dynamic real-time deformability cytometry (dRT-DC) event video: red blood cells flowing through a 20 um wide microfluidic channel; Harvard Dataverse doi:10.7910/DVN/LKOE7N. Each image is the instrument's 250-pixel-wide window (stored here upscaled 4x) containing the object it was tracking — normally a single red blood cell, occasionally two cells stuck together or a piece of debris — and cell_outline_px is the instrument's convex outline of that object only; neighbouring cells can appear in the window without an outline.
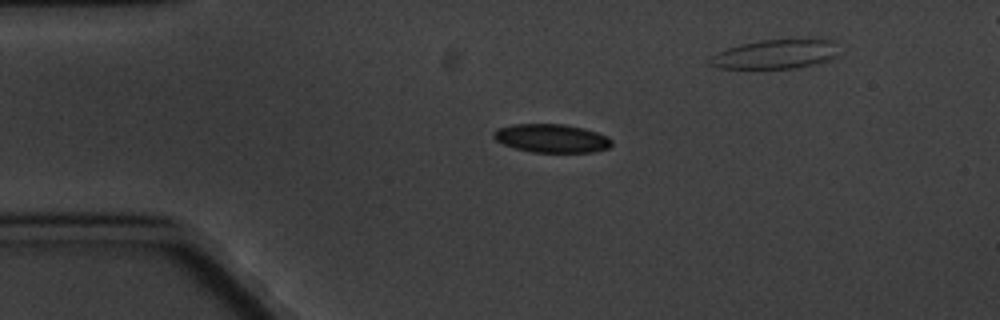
{"species": "common noctule bat (a hibernating species)", "species_latin": "Nyctalus noctula", "temperature_condition": "cold", "stored_images_in_passage": 5, "camera_frame_rate_fps": 3000, "um_per_image_px": 0.085, "animal": {"sex": "male", "body_mass_g": 20.1, "forearm_length_mm": 53.5}, "frame": {"image": 1, "passage_image": 3, "time_ms": 2.333, "image_size_px": [1000, 320], "cell_outline_px": [[612, 144], [608, 148], [596, 152], [532, 152], [512, 148], [496, 140], [492, 136], [492, 132], [496, 128], [512, 124], [564, 124], [584, 128], [608, 136], [612, 140]], "centroid_in_image_um": [46.86, 11.75], "position_along_channel_um": 38.1, "area_um2": 19.83}}